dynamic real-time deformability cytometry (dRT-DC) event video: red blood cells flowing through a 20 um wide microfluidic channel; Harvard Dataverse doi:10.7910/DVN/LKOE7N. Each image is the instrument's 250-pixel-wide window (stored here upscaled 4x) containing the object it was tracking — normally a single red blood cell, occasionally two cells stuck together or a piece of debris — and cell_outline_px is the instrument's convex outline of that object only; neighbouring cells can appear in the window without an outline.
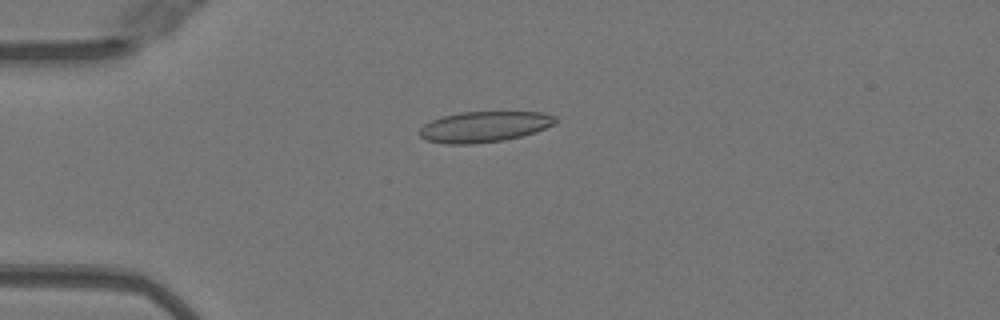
{"species": "Egyptian fruit bat (a non-hibernating species)", "species_latin": "Rousettus aegyptiacus", "temperature_condition": "warm", "stored_images_in_passage": 49, "camera_frame_rate_fps": 3000, "um_per_image_px": 0.085, "animal": {"sex": "female"}, "frame": {"image": 1, "passage_image": 12, "time_ms": 3.667, "image_size_px": [1000, 320], "cell_outline_px": [[560, 120], [556, 124], [536, 132], [504, 140], [472, 144], [444, 144], [424, 140], [420, 136], [420, 128], [424, 124], [432, 120], [444, 116], [460, 112], [540, 112], [556, 116]], "centroid_in_image_um": [41.19, 10.77], "position_along_channel_um": 43.8, "area_um2": 24.51}}
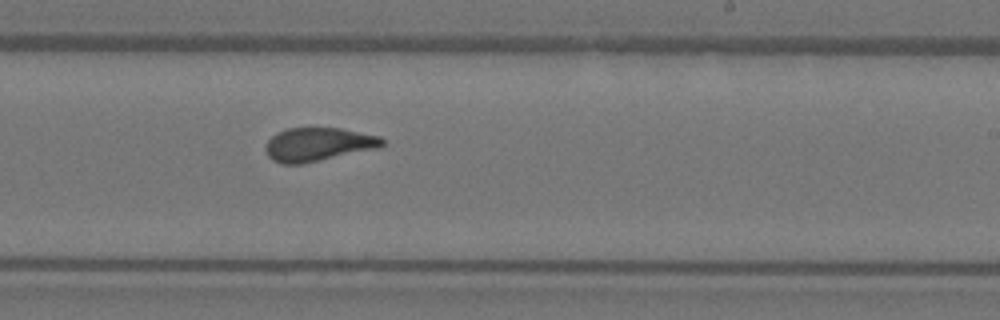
{"frame": {"image": 2, "passage_image": 30, "time_ms": 9.667, "image_size_px": [1000, 320], "cell_outline_px": [[384, 144], [380, 148], [300, 164], [280, 164], [272, 160], [268, 156], [264, 148], [268, 140], [276, 132], [288, 128], [340, 128], [380, 136], [384, 140]], "centroid_in_image_um": [27.03, 12.27], "position_along_channel_um": 262.0, "area_um2": 22.89}}
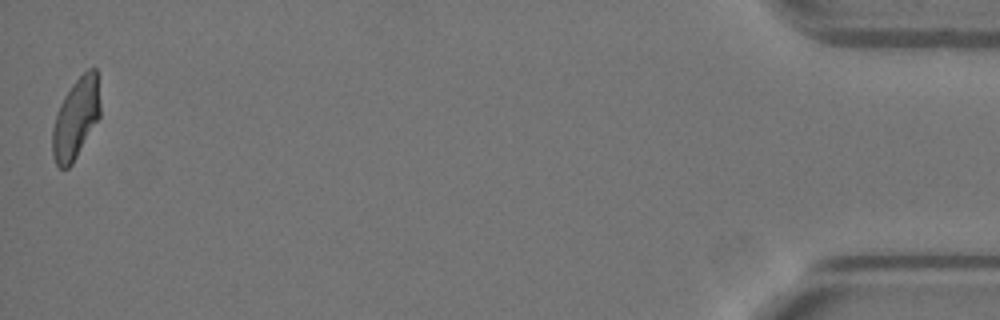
{"frame": {"image": 3, "passage_image": 49, "time_ms": 16.0, "image_size_px": [1000, 320], "cell_outline_px": [[100, 116], [72, 164], [68, 168], [60, 168], [56, 164], [52, 156], [52, 128], [56, 112], [64, 96], [72, 84], [88, 68], [96, 68], [100, 104]], "centroid_in_image_um": [6.43, 10.07], "position_along_channel_um": 428.8, "area_um2": 22.37}, "authors_computed_cell_mechanics": {"area_um2": 23.2356, "velocity_mm_per_s": 4.0442, "shape_relaxation_time_tau1_ms": 5.8632, "shape_relaxation_time_tau2_ms": 0.7373, "deformation_change_tau1": 0.1856, "deformation_change_tau2": 0.0692}}